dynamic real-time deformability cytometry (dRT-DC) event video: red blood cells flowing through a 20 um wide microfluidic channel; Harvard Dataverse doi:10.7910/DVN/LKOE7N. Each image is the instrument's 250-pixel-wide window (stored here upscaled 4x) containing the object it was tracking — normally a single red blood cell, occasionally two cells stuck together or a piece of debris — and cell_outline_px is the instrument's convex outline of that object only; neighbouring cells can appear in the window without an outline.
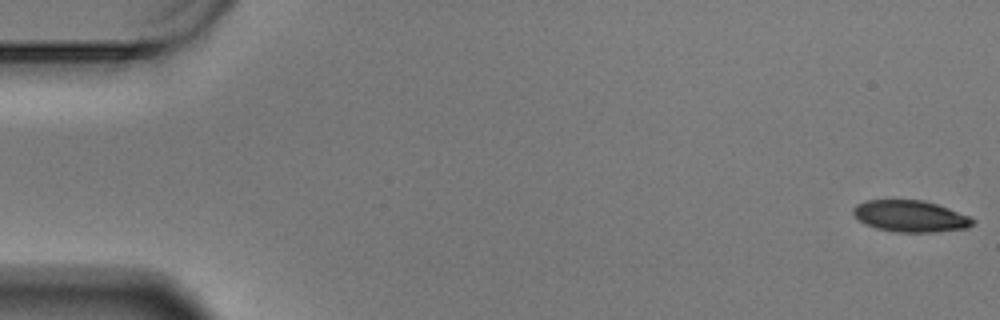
{"species": "Egyptian fruit bat (a non-hibernating species)", "species_latin": "Rousettus aegyptiacus", "temperature_condition": "warm", "stored_images_in_passage": 42, "camera_frame_rate_fps": 3000, "um_per_image_px": 0.085, "animal": {"sex": "male"}, "frame": {"image": 1, "passage_image": 1, "time_ms": 0.0, "image_size_px": [1000, 320], "cell_outline_px": [[976, 220], [968, 228], [936, 232], [896, 232], [876, 228], [864, 224], [852, 212], [852, 208], [856, 204], [864, 200], [924, 200], [972, 216]], "centroid_in_image_um": [77.4, 18.37], "position_along_channel_um": 7.6, "area_um2": 22.14}}
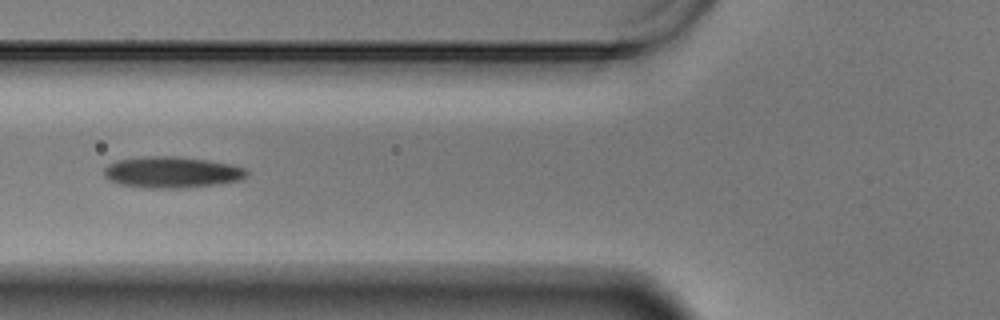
{"frame": {"image": 2, "passage_image": 23, "time_ms": 7.333, "image_size_px": [1000, 320], "cell_outline_px": [[248, 172], [240, 180], [220, 184], [184, 188], [144, 188], [120, 184], [108, 180], [104, 176], [104, 168], [108, 164], [116, 160], [144, 156], [176, 156], [208, 160], [232, 164], [244, 168]], "centroid_in_image_um": [14.58, 14.64], "position_along_channel_um": 111.2, "area_um2": 26.24}}
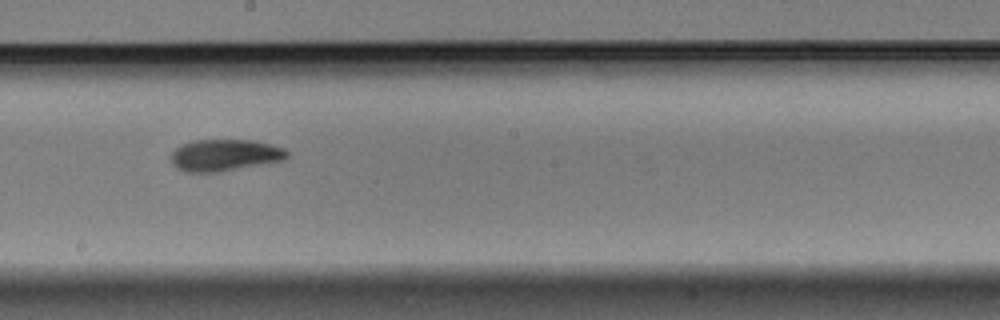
{"frame": {"image": 3, "passage_image": 34, "time_ms": 11.0, "image_size_px": [1000, 320], "cell_outline_px": [[288, 156], [284, 160], [220, 172], [184, 172], [176, 168], [172, 164], [172, 152], [180, 144], [196, 140], [252, 140], [272, 144], [284, 148], [288, 152]], "centroid_in_image_um": [19.1, 13.19], "position_along_channel_um": 229.1, "area_um2": 21.56}}